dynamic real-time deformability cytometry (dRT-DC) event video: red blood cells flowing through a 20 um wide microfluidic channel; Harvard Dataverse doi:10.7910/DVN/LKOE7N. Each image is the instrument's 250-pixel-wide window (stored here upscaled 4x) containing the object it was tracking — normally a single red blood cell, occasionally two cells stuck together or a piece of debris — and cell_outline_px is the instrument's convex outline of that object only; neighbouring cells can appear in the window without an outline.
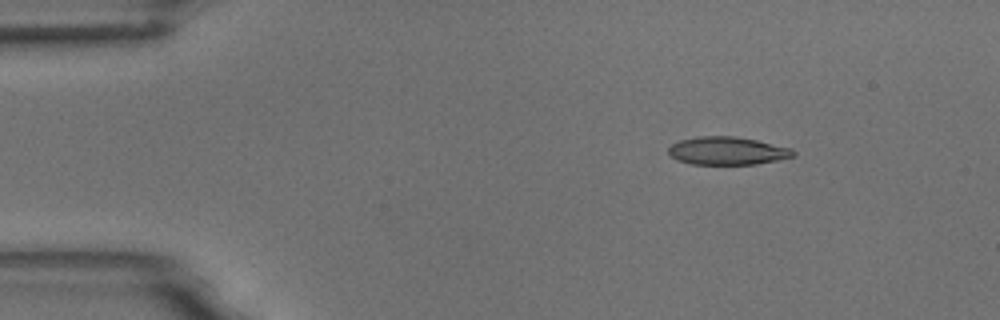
{"species": "common noctule bat (a hibernating species)", "species_latin": "Nyctalus noctula", "temperature_condition": "room temperature", "stored_images_in_passage": 6, "camera_frame_rate_fps": 3000, "um_per_image_px": 0.085, "animal": {"sex": "male", "body_mass_g": 18.8}, "frame": {"image": 1, "passage_image": 3, "time_ms": 2.333, "image_size_px": [1000, 320], "cell_outline_px": [[796, 156], [756, 164], [692, 164], [676, 160], [668, 152], [668, 148], [672, 144], [680, 140], [696, 136], [732, 136], [756, 140], [792, 148], [796, 152]], "centroid_in_image_um": [61.82, 12.82], "position_along_channel_um": 23.2, "area_um2": 20.35}}
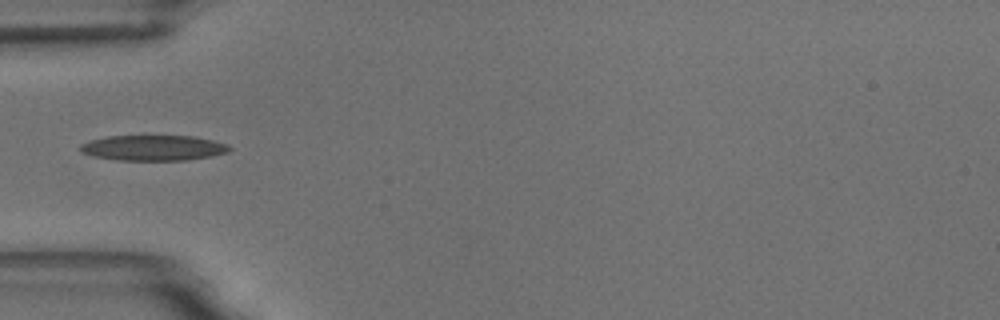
{"frame": {"image": 2, "passage_image": 6, "time_ms": 5.667, "image_size_px": [1000, 320], "cell_outline_px": [[232, 148], [228, 152], [212, 156], [188, 160], [116, 160], [92, 156], [80, 152], [80, 144], [92, 140], [108, 136], [192, 136], [212, 140], [224, 144]], "centroid_in_image_um": [13.01, 12.57], "position_along_channel_um": 72.0, "area_um2": 22.02}}